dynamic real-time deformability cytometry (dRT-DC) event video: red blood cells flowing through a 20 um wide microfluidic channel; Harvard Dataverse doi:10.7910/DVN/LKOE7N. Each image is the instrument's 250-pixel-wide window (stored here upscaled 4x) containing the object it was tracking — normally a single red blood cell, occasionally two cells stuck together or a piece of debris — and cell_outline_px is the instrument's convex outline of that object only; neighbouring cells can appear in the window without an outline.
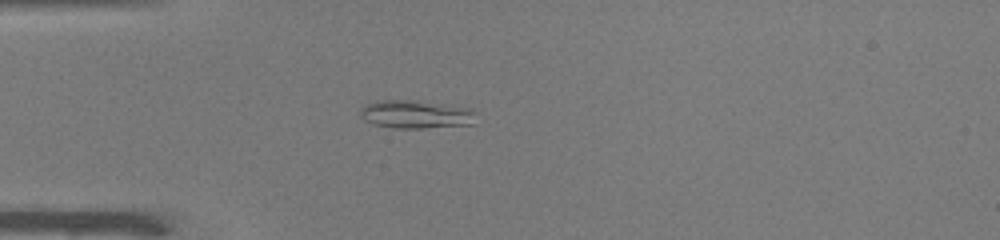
{"species": "common noctule bat (a hibernating species)", "species_latin": "Nyctalus noctula", "temperature_condition": "warm", "stored_images_in_passage": 50, "camera_frame_rate_fps": 3000, "um_per_image_px": 0.085, "animal": {"sex": "male", "body_mass_g": 19.0, "forearm_length_mm": 50.8}, "frame": {"image": 1, "passage_image": 14, "time_ms": 4.333, "image_size_px": [1000, 240], "cell_outline_px": [[476, 112], [472, 124], [420, 128], [392, 128], [372, 124], [364, 120], [360, 116], [360, 108], [364, 104], [376, 100], [416, 100], [472, 108]], "centroid_in_image_um": [35.29, 9.7], "position_along_channel_um": 49.7, "area_um2": 19.25}}
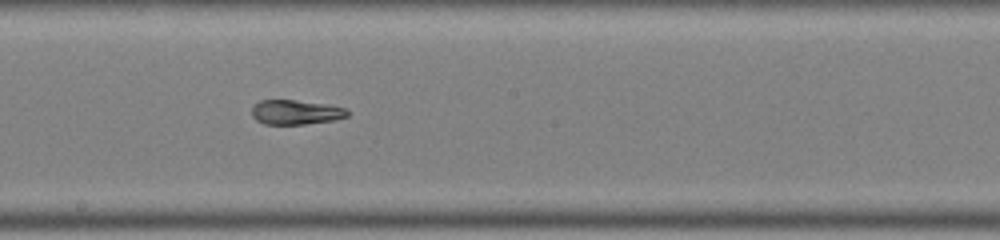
{"frame": {"image": 2, "passage_image": 28, "time_ms": 9.0, "image_size_px": [1000, 240], "cell_outline_px": [[352, 112], [348, 116], [332, 120], [304, 124], [264, 124], [256, 120], [252, 116], [252, 108], [260, 100], [296, 100], [328, 104], [348, 108]], "centroid_in_image_um": [25.19, 9.53], "position_along_channel_um": 223.0, "area_um2": 13.81}}
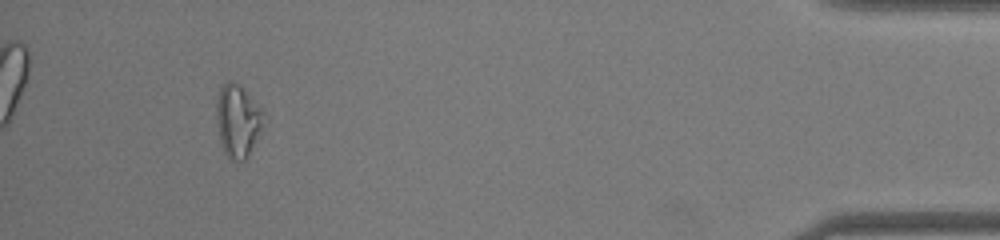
{"frame": {"image": 3, "passage_image": 47, "time_ms": 15.333, "image_size_px": [1000, 240], "cell_outline_px": [[260, 128], [248, 156], [244, 160], [228, 160], [224, 152], [220, 140], [216, 120], [216, 100], [220, 88], [228, 80], [232, 80], [240, 84], [260, 108]], "centroid_in_image_um": [20.12, 10.25], "position_along_channel_um": 415.1, "area_um2": 19.36}, "authors_computed_cell_mechanics": {"area_um2": 16.473, "velocity_mm_per_s": 4.0061, "shape_relaxation_time_tau1_ms": null, "shape_relaxation_time_tau2_ms": 1.6299, "deformation_change_tau1": null, "deformation_change_tau2": 0.0834}}